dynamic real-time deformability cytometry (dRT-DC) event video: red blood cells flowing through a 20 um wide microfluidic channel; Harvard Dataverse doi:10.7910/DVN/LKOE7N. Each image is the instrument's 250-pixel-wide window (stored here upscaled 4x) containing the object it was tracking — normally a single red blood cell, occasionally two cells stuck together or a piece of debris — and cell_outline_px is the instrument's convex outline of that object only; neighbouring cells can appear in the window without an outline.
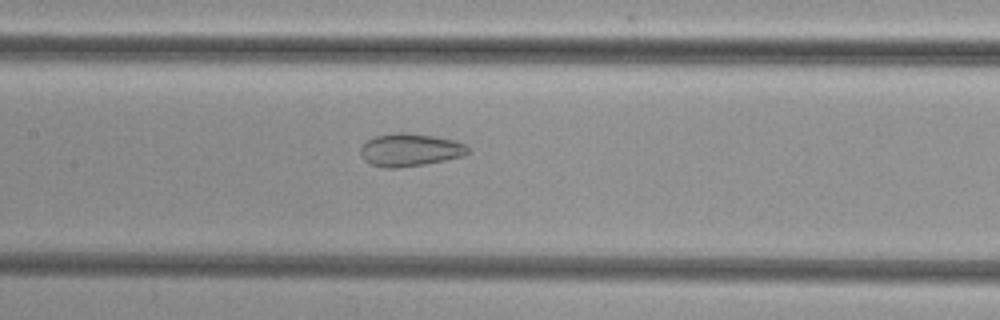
{"species": "common noctule bat (a hibernating species)", "species_latin": "Nyctalus noctula", "temperature_condition": "cold", "stored_images_in_passage": 52, "camera_frame_rate_fps": 3000, "um_per_image_px": 0.085, "animal": {"sex": "female", "body_mass_g": 29.2, "forearm_length_mm": 56.3}, "frame": {"image": 1, "passage_image": 25, "time_ms": 8.0, "image_size_px": [1000, 320], "cell_outline_px": [[472, 152], [464, 156], [424, 164], [400, 168], [384, 168], [372, 164], [364, 160], [360, 152], [360, 148], [372, 136], [396, 132], [408, 132], [456, 140], [472, 148]], "centroid_in_image_um": [34.88, 12.73], "position_along_channel_um": 172.5, "area_um2": 20.81}}
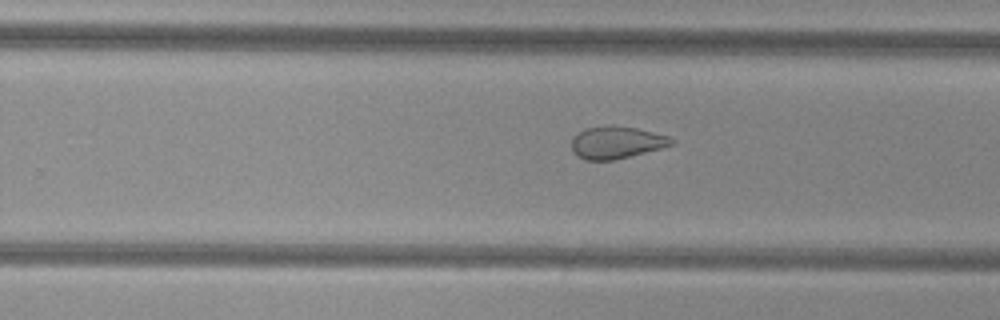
{"frame": {"image": 2, "passage_image": 33, "time_ms": 10.667, "image_size_px": [1000, 320], "cell_outline_px": [[676, 144], [616, 160], [584, 160], [576, 156], [572, 152], [572, 140], [576, 132], [584, 128], [636, 128], [668, 136], [676, 140]], "centroid_in_image_um": [52.4, 12.16], "position_along_channel_um": 277.4, "area_um2": 18.44}}
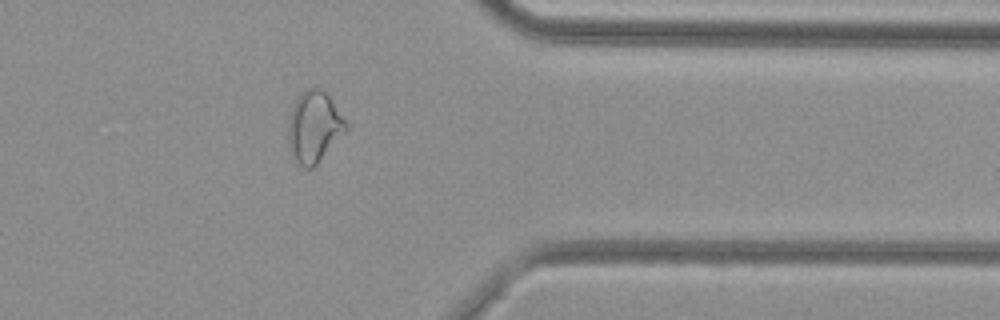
{"frame": {"image": 3, "passage_image": 42, "time_ms": 13.667, "image_size_px": [1000, 320], "cell_outline_px": [[348, 128], [316, 164], [312, 168], [304, 168], [296, 160], [292, 152], [288, 140], [288, 124], [292, 108], [300, 92], [308, 88], [324, 88], [348, 124]], "centroid_in_image_um": [26.7, 10.73], "position_along_channel_um": 384.7, "area_um2": 23.58}}